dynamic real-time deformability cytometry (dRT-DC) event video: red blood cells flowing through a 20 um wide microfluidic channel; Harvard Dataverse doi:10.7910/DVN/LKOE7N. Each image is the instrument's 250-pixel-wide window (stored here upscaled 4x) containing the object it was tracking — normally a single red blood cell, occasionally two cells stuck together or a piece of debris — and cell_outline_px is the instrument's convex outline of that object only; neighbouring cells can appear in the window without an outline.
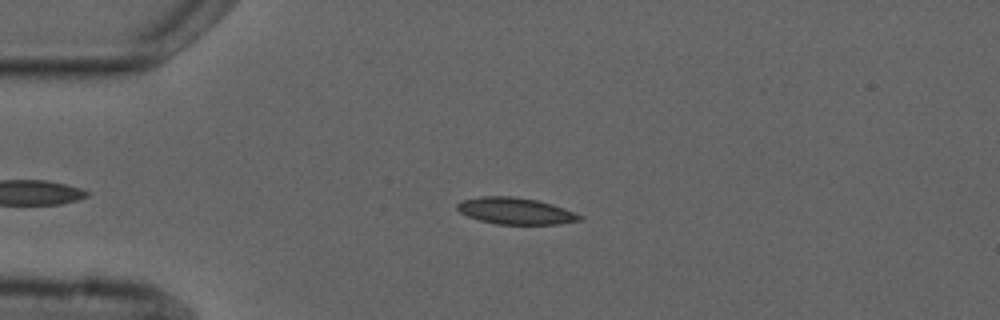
{"species": "common noctule bat (a hibernating species)", "species_latin": "Nyctalus noctula", "temperature_condition": "cold", "stored_images_in_passage": 11, "camera_frame_rate_fps": 3000, "um_per_image_px": 0.085, "animal": {"sex": "male", "forearm_length_mm": 52.5}, "frame": {"image": 1, "passage_image": 4, "time_ms": 4.333, "image_size_px": [1000, 320], "cell_outline_px": [[584, 220], [556, 224], [496, 224], [480, 220], [468, 216], [460, 212], [456, 208], [456, 204], [464, 200], [480, 196], [512, 196], [536, 200], [552, 204], [564, 208], [584, 216]], "centroid_in_image_um": [43.84, 17.93], "position_along_channel_um": 41.2, "area_um2": 18.96}}
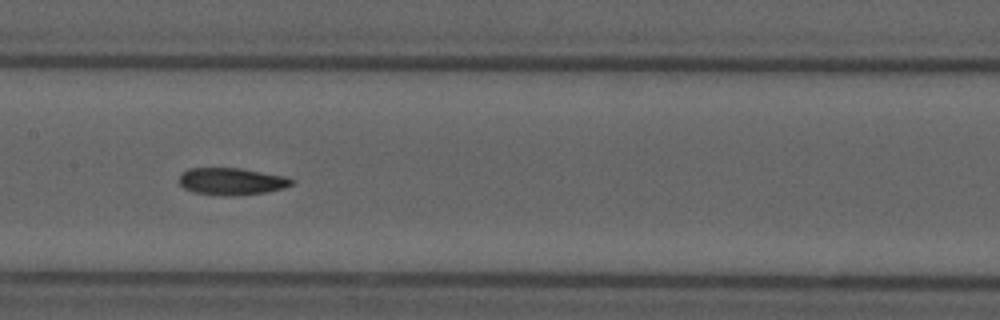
{"frame": {"image": 2, "passage_image": 8, "time_ms": 9.0, "image_size_px": [1000, 320], "cell_outline_px": [[296, 180], [292, 184], [284, 188], [264, 192], [236, 196], [220, 196], [192, 192], [184, 188], [180, 184], [180, 172], [188, 168], [240, 168], [284, 176]], "centroid_in_image_um": [19.66, 15.42], "position_along_channel_um": 187.7, "area_um2": 17.92}}
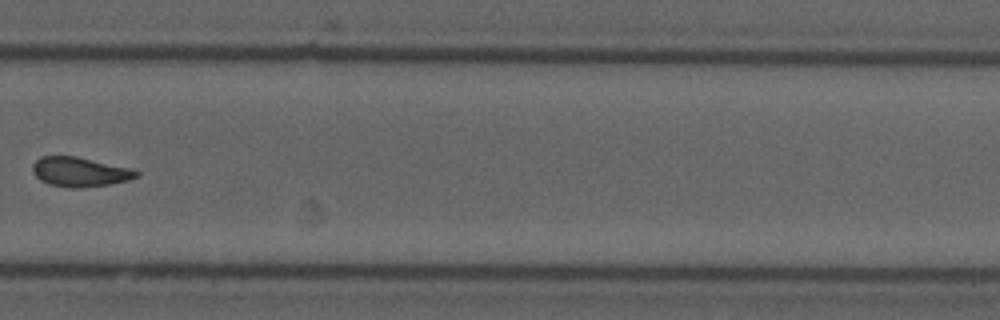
{"frame": {"image": 3, "passage_image": 11, "time_ms": 12.667, "image_size_px": [1000, 320], "cell_outline_px": [[140, 176], [128, 180], [108, 184], [80, 188], [68, 188], [48, 184], [40, 180], [32, 172], [32, 164], [40, 156], [76, 156], [128, 168], [140, 172]], "centroid_in_image_um": [6.74, 14.61], "position_along_channel_um": 323.1, "area_um2": 17.8}}